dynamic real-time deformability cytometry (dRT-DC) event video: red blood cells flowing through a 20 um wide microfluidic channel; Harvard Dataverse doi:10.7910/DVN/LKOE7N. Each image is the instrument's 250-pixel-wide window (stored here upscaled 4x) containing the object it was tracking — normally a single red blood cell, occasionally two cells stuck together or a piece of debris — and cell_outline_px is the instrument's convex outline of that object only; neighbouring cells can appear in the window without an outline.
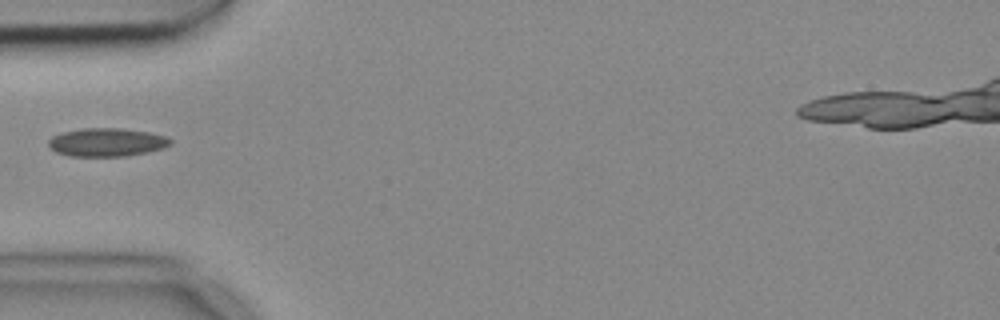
{"species": "common noctule bat (a hibernating species)", "species_latin": "Nyctalus noctula", "temperature_condition": "cold", "stored_images_in_passage": 2, "camera_frame_rate_fps": 3000, "um_per_image_px": 0.085, "animal": {"sex": "female", "body_mass_g": 18.4}, "frame": {"image": 1, "passage_image": 1, "time_ms": 0.0, "image_size_px": [1000, 320], "cell_outline_px": [[172, 144], [164, 148], [148, 152], [124, 156], [72, 156], [56, 152], [48, 144], [48, 140], [52, 136], [64, 132], [80, 128], [120, 128], [148, 132], [168, 136], [172, 140]], "centroid_in_image_um": [9.12, 12.09], "position_along_channel_um": 75.9, "area_um2": 20.17}}